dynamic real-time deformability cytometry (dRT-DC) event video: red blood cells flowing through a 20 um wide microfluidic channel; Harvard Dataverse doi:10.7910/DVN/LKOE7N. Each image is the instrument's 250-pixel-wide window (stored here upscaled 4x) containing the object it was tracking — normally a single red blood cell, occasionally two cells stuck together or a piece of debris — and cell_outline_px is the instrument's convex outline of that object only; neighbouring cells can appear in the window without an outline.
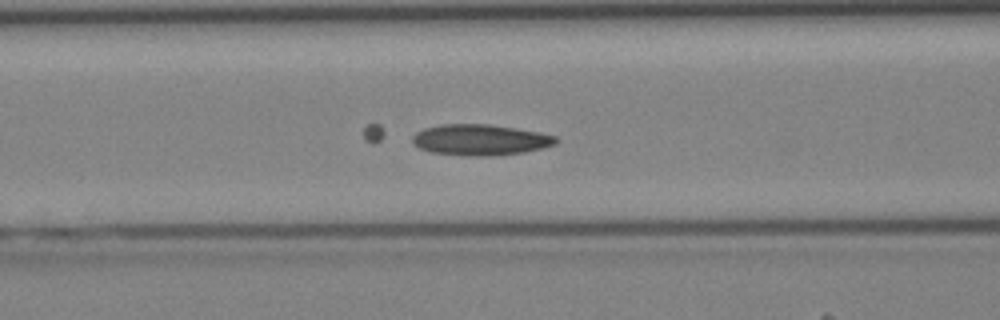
{"species": "Egyptian fruit bat (a non-hibernating species)", "species_latin": "Rousettus aegyptiacus", "temperature_condition": "cold", "stored_images_in_passage": 44, "camera_frame_rate_fps": 3000, "um_per_image_px": 0.085, "animal": {"sex": "female"}, "frame": {"image": 1, "passage_image": 20, "time_ms": 6.333, "image_size_px": [1000, 320], "cell_outline_px": [[560, 140], [556, 144], [524, 152], [488, 156], [468, 156], [432, 152], [420, 148], [412, 144], [412, 136], [416, 132], [424, 128], [440, 124], [488, 124], [516, 128], [540, 132], [556, 136]], "centroid_in_image_um": [40.81, 11.88], "position_along_channel_um": 125.8, "area_um2": 25.95}}
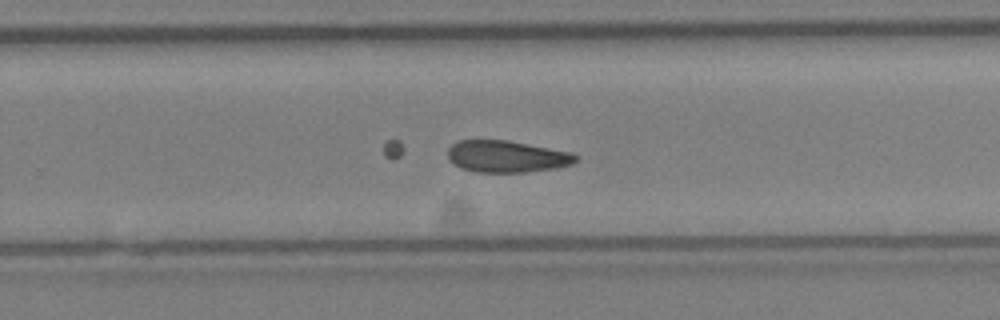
{"frame": {"image": 2, "passage_image": 30, "time_ms": 9.667, "image_size_px": [1000, 320], "cell_outline_px": [[576, 160], [572, 164], [556, 168], [524, 172], [476, 172], [460, 168], [448, 160], [448, 148], [456, 140], [508, 140], [572, 152], [576, 156]], "centroid_in_image_um": [43.03, 13.29], "position_along_channel_um": 286.8, "area_um2": 23.81}}
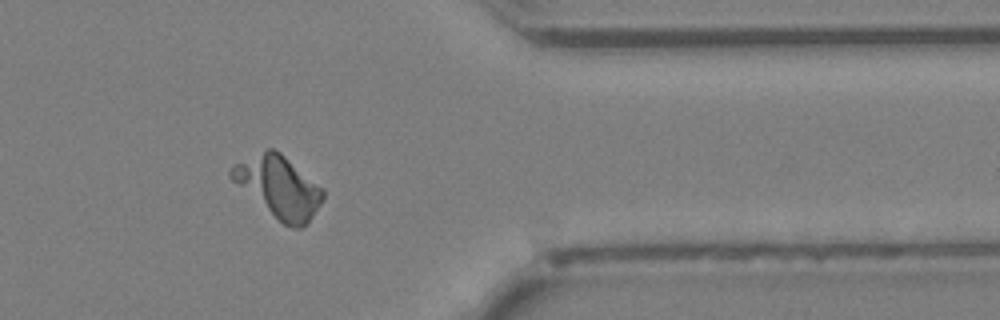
{"frame": {"image": 3, "passage_image": 37, "time_ms": 12.0, "image_size_px": [1000, 320], "cell_outline_px": [[324, 196], [320, 204], [312, 216], [300, 228], [292, 228], [284, 224], [232, 180], [228, 176], [228, 172], [236, 164], [268, 148], [272, 148], [280, 152], [324, 188]], "centroid_in_image_um": [23.72, 15.87], "position_along_channel_um": 387.7, "area_um2": 31.67}}